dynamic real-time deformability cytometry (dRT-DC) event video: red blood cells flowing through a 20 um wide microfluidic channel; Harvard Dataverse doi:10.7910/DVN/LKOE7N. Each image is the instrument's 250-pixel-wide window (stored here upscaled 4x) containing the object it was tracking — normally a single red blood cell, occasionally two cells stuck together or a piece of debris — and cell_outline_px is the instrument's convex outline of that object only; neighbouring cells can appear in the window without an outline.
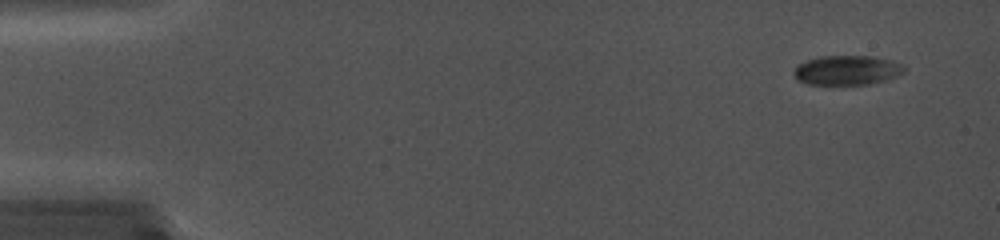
{"species": "common noctule bat (a hibernating species)", "species_latin": "Nyctalus noctula", "temperature_condition": "cold", "stored_images_in_passage": 81, "camera_frame_rate_fps": 5000, "um_per_image_px": 0.085, "animal": {"sex": "female", "body_mass_g": 19.0, "forearm_length_mm": 56.7}, "frame": {"image": 1, "passage_image": 3, "time_ms": 0.4, "image_size_px": [1000, 240], "cell_outline_px": [[904, 68], [900, 72], [884, 80], [864, 84], [808, 84], [800, 80], [796, 76], [792, 68], [796, 64], [820, 56], [872, 56], [892, 60], [904, 64]], "centroid_in_image_um": [71.94, 5.94], "position_along_channel_um": 13.1, "area_um2": 18.61}}
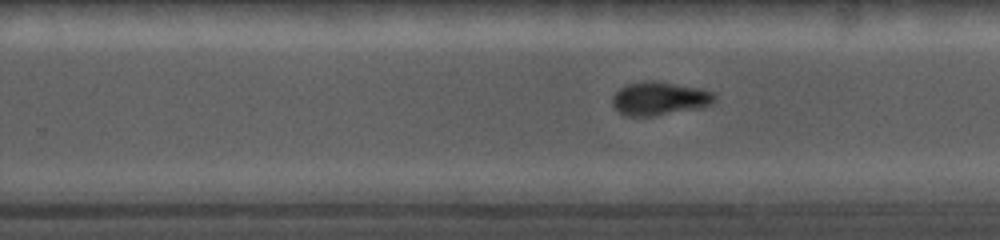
{"frame": {"image": 2, "passage_image": 54, "time_ms": 10.6, "image_size_px": [1000, 240], "cell_outline_px": [[716, 100], [712, 104], [704, 108], [656, 116], [624, 116], [612, 104], [612, 96], [620, 88], [628, 84], [644, 80], [660, 80], [700, 88], [716, 92]], "centroid_in_image_um": [56.12, 8.37], "position_along_channel_um": 273.7, "area_um2": 20.58}}
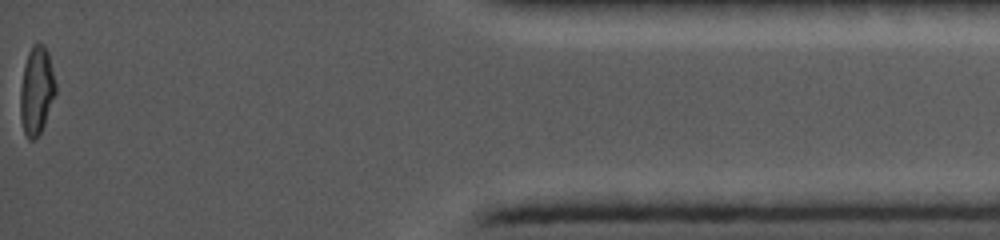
{"frame": {"image": 3, "passage_image": 81, "time_ms": 16.0, "image_size_px": [1000, 240], "cell_outline_px": [[56, 92], [44, 124], [36, 140], [28, 140], [24, 132], [20, 120], [20, 88], [24, 64], [28, 52], [32, 44], [44, 44], [48, 52], [56, 84]], "centroid_in_image_um": [3.09, 7.71], "position_along_channel_um": 432.1, "area_um2": 18.26}}